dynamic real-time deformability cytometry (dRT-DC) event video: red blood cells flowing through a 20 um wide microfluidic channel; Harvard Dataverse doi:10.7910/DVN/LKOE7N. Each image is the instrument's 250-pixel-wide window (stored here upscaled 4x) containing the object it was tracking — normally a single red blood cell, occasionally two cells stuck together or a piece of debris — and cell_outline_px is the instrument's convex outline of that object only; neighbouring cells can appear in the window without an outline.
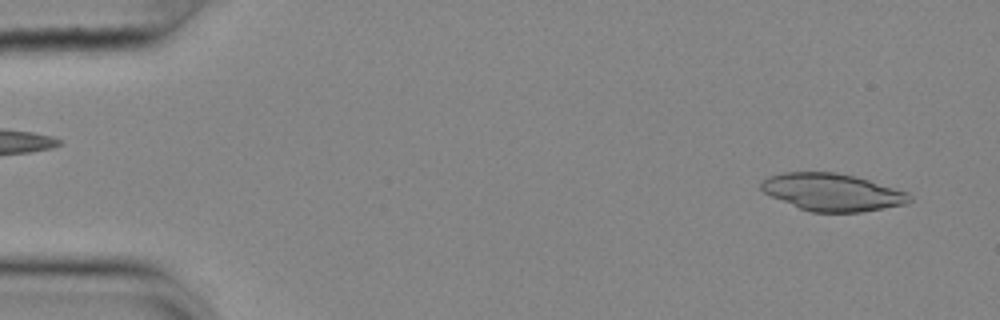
{"species": "common noctule bat (a hibernating species)", "species_latin": "Nyctalus noctula", "temperature_condition": "cold", "stored_images_in_passage": 53, "camera_frame_rate_fps": 3000, "um_per_image_px": 0.085, "animal": {"sex": "female", "body_mass_g": 25.1}, "frame": {"image": 1, "passage_image": 3, "time_ms": 0.667, "image_size_px": [1000, 320], "cell_outline_px": [[912, 200], [908, 204], [860, 212], [812, 212], [800, 208], [772, 196], [764, 192], [760, 188], [760, 184], [768, 176], [784, 172], [836, 172], [868, 180], [908, 192], [912, 196]], "centroid_in_image_um": [70.77, 16.34], "position_along_channel_um": 14.2, "area_um2": 32.08}}
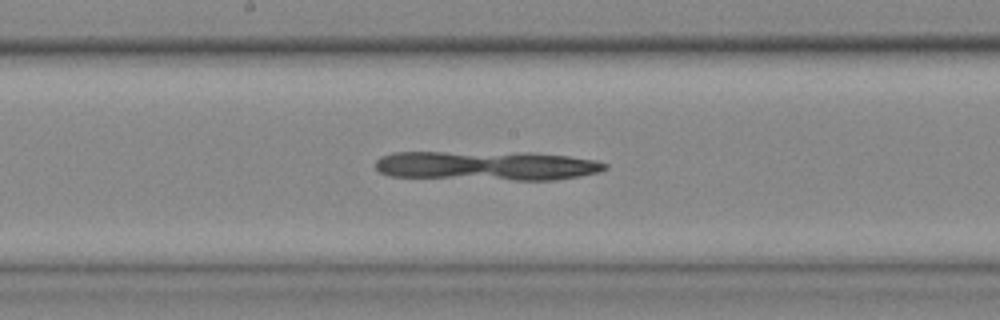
{"frame": {"image": 2, "passage_image": 28, "time_ms": 9.0, "image_size_px": [1000, 320], "cell_outline_px": [[608, 168], [600, 172], [580, 176], [556, 180], [512, 180], [388, 176], [380, 172], [376, 168], [376, 160], [380, 156], [392, 152], [532, 152], [568, 156], [596, 160], [608, 164]], "centroid_in_image_um": [41.4, 14.07], "position_along_channel_um": 206.8, "area_um2": 39.77}}
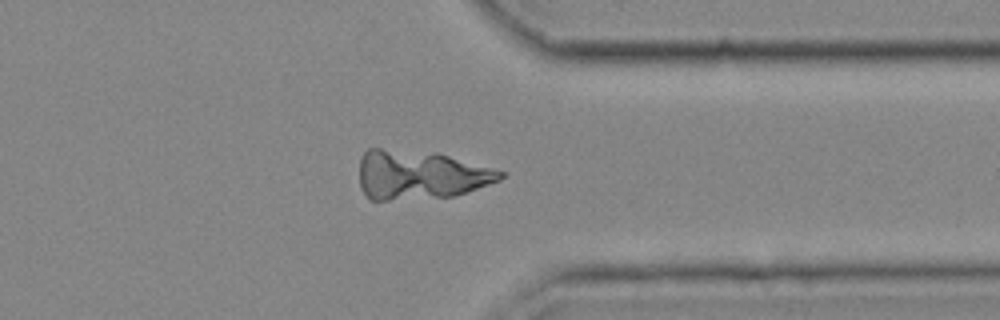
{"frame": {"image": 3, "passage_image": 42, "time_ms": 13.667, "image_size_px": [1000, 320], "cell_outline_px": [[508, 172], [500, 180], [456, 196], [388, 200], [372, 200], [360, 188], [360, 156], [368, 148], [380, 148], [436, 152]], "centroid_in_image_um": [35.73, 14.85], "position_along_channel_um": 375.7, "area_um2": 40.58}}